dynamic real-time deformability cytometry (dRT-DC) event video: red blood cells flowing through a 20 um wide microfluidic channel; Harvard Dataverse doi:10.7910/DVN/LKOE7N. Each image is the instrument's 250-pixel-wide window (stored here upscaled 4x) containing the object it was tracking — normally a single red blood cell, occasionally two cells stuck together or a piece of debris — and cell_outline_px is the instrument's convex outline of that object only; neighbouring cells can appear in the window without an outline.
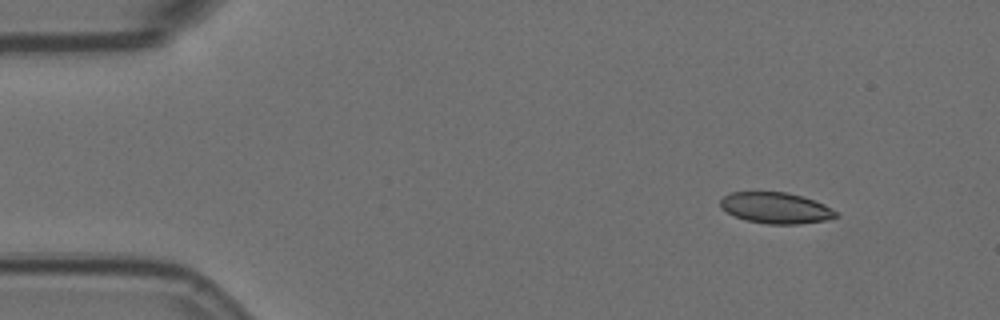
{"species": "Egyptian fruit bat (a non-hibernating species)", "species_latin": "Rousettus aegyptiacus", "temperature_condition": "room temperature", "stored_images_in_passage": 5, "camera_frame_rate_fps": 3000, "um_per_image_px": 0.085, "animal": {"sex": "female"}, "frame": {"image": 1, "passage_image": 1, "time_ms": 0.0, "image_size_px": [1000, 320], "cell_outline_px": [[840, 216], [824, 220], [800, 224], [768, 224], [748, 220], [736, 216], [720, 208], [720, 200], [724, 196], [732, 192], [788, 192], [824, 204], [836, 212]], "centroid_in_image_um": [65.93, 17.67], "position_along_channel_um": 19.1, "area_um2": 20.63}}
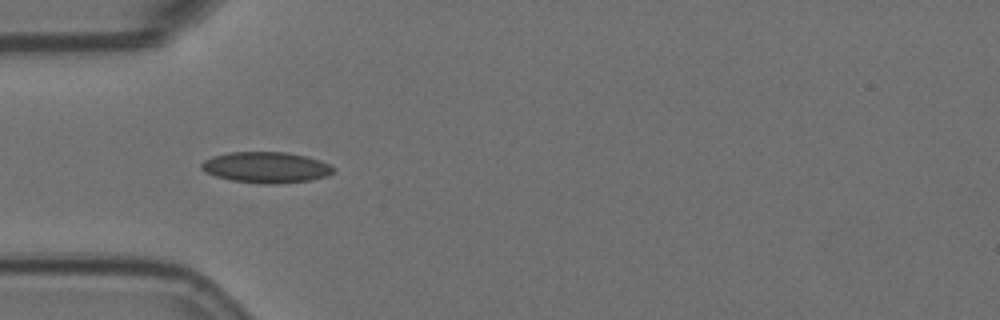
{"frame": {"image": 2, "passage_image": 4, "time_ms": 1.0, "image_size_px": [1000, 320], "cell_outline_px": [[336, 168], [332, 172], [324, 176], [312, 180], [280, 184], [260, 184], [232, 180], [216, 176], [204, 172], [200, 168], [200, 164], [204, 160], [212, 156], [228, 152], [284, 152], [308, 156], [320, 160]], "centroid_in_image_um": [22.6, 14.23], "position_along_channel_um": 62.4, "area_um2": 23.99}}
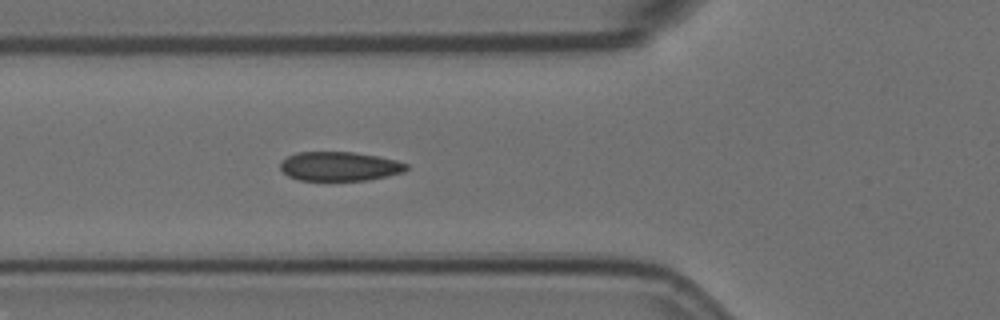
{"frame": {"image": 3, "passage_image": 5, "time_ms": 1.333, "image_size_px": [1000, 320], "cell_outline_px": [[408, 168], [404, 172], [388, 176], [368, 180], [300, 180], [288, 176], [280, 168], [280, 160], [296, 152], [352, 152], [376, 156], [396, 160], [408, 164]], "centroid_in_image_um": [28.85, 14.14], "position_along_channel_um": 96.9, "area_um2": 21.44}}